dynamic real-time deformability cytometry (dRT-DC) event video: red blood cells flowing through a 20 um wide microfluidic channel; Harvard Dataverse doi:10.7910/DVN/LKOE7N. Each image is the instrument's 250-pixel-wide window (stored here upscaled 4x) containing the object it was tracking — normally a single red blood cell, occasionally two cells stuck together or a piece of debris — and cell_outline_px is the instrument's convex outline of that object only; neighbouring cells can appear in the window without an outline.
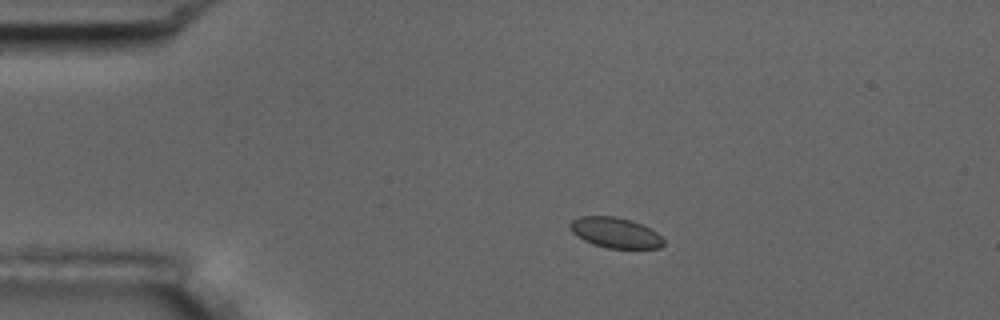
{"species": "common noctule bat (a hibernating species)", "species_latin": "Nyctalus noctula", "temperature_condition": "room temperature", "stored_images_in_passage": 9, "camera_frame_rate_fps": 3000, "um_per_image_px": 0.085, "animal": {"sex": "male", "body_mass_g": 17.5, "forearm_length_mm": 52.3}, "frame": {"image": 1, "passage_image": 3, "time_ms": 2.333, "image_size_px": [1000, 320], "cell_outline_px": [[664, 244], [660, 248], [608, 248], [592, 244], [584, 240], [572, 232], [568, 224], [572, 220], [580, 216], [616, 216], [632, 220], [656, 232], [664, 240]], "centroid_in_image_um": [52.28, 19.77], "position_along_channel_um": 32.7, "area_um2": 16.53}}
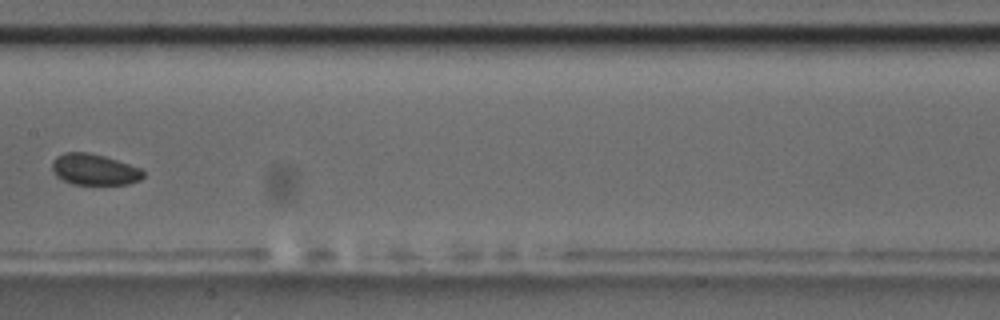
{"frame": {"image": 2, "passage_image": 8, "time_ms": 8.333, "image_size_px": [1000, 320], "cell_outline_px": [[144, 176], [140, 180], [128, 184], [72, 184], [56, 176], [52, 168], [52, 160], [56, 156], [64, 152], [88, 152], [104, 156], [140, 168], [144, 172]], "centroid_in_image_um": [8.0, 14.4], "position_along_channel_um": 199.4, "area_um2": 16.47}}
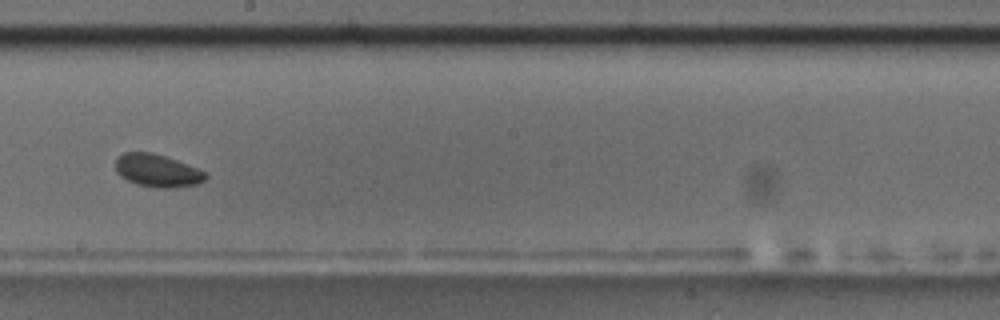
{"frame": {"image": 3, "passage_image": 9, "time_ms": 9.333, "image_size_px": [1000, 320], "cell_outline_px": [[208, 176], [204, 180], [196, 184], [172, 188], [160, 188], [136, 184], [120, 176], [116, 172], [116, 160], [124, 152], [152, 152], [176, 160], [208, 172]], "centroid_in_image_um": [13.39, 14.5], "position_along_channel_um": 234.8, "area_um2": 17.11}}